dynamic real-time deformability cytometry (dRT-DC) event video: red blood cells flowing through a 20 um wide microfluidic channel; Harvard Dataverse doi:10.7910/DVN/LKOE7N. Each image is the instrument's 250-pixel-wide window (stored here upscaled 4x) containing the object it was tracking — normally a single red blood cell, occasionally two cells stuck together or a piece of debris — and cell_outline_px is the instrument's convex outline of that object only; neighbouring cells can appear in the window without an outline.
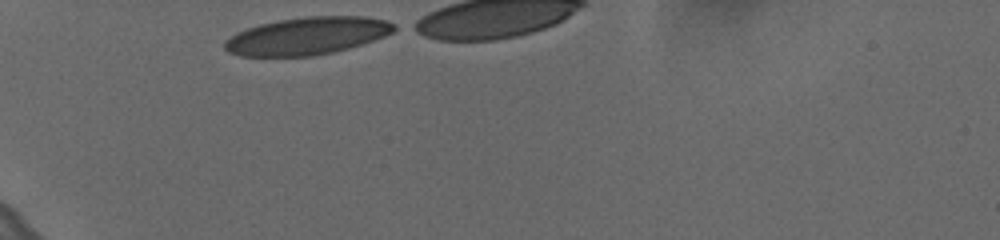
{"species": "human", "species_latin": "Homo sapiens", "temperature_condition": "cold", "stored_images_in_passage": 31, "camera_frame_rate_fps": 3000, "um_per_image_px": 0.085, "donor": {"sex": "female"}, "frame": {"image": 1, "passage_image": 1, "time_ms": 0.0, "image_size_px": [1000, 240], "cell_outline_px": [[400, 28], [384, 36], [348, 48], [332, 52], [312, 56], [240, 56], [228, 52], [224, 48], [224, 40], [236, 32], [260, 24], [280, 20], [308, 16], [364, 16], [384, 20], [396, 24]], "centroid_in_image_um": [26.1, 3.05], "position_along_channel_um": 58.9, "area_um2": 36.93}}
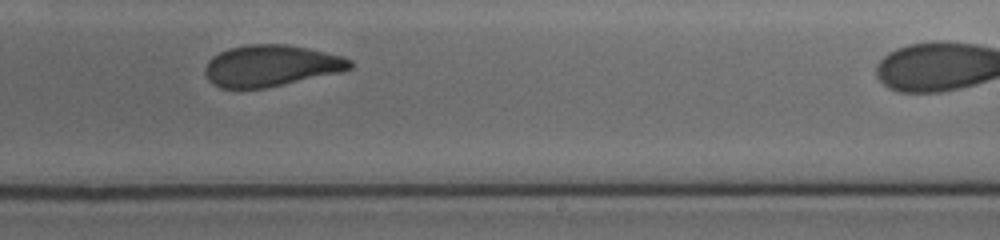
{"frame": {"image": 2, "passage_image": 20, "time_ms": 6.333, "image_size_px": [1000, 240], "cell_outline_px": [[352, 68], [340, 72], [264, 88], [220, 88], [212, 84], [208, 80], [204, 72], [204, 68], [208, 60], [212, 56], [228, 48], [248, 44], [284, 44], [308, 48], [344, 56], [352, 60]], "centroid_in_image_um": [23.01, 5.58], "position_along_channel_um": 266.0, "area_um2": 35.03}}
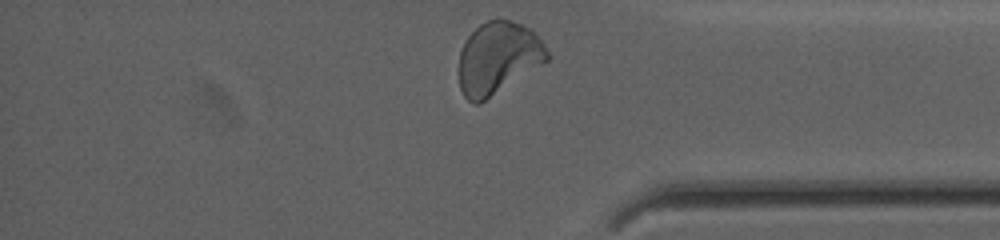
{"frame": {"image": 3, "passage_image": 31, "time_ms": 10.0, "image_size_px": [1000, 240], "cell_outline_px": [[552, 56], [548, 60], [484, 100], [476, 104], [468, 100], [464, 96], [460, 88], [460, 52], [468, 36], [480, 24], [488, 20], [512, 20], [528, 28], [544, 44]], "centroid_in_image_um": [42.34, 4.91], "position_along_channel_um": 392.9, "area_um2": 36.24}, "authors_computed_cell_mechanics": {"area_um2": 36.2984, "velocity_mm_per_s": 3.6176, "shape_relaxation_time_tau1_ms": 4.7223, "shape_relaxation_time_tau2_ms": 1.2446, "deformation_change_tau1": 0.1438, "deformation_change_tau2": 0.0679}}